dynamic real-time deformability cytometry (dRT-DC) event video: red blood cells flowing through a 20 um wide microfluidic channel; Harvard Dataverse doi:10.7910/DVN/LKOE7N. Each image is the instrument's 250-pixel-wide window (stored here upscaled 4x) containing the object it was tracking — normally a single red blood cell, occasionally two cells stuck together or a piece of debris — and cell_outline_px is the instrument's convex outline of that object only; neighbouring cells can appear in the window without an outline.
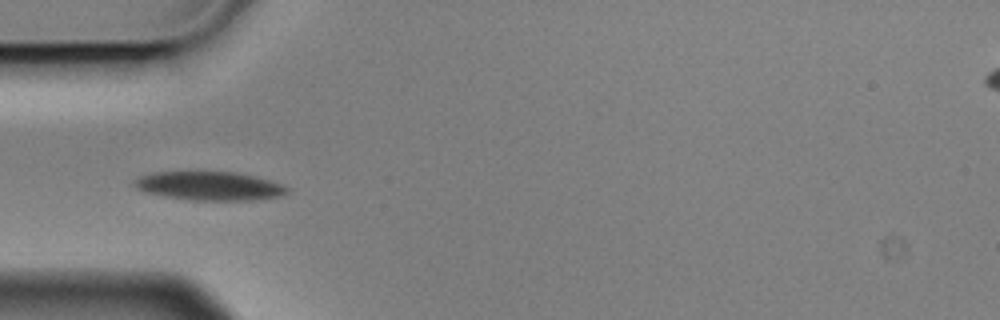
{"species": "Egyptian fruit bat (a non-hibernating species)", "species_latin": "Rousettus aegyptiacus", "temperature_condition": "cold", "stored_images_in_passage": 7, "camera_frame_rate_fps": 3000, "um_per_image_px": 0.085, "animal": {"sex": "male"}, "frame": {"image": 1, "passage_image": 4, "time_ms": 1.0, "image_size_px": [1000, 320], "cell_outline_px": [[292, 188], [288, 192], [280, 196], [252, 200], [192, 200], [164, 196], [144, 192], [136, 188], [132, 184], [132, 180], [136, 176], [152, 172], [232, 172], [256, 176]], "centroid_in_image_um": [17.74, 15.8], "position_along_channel_um": 67.3, "area_um2": 25.72}}
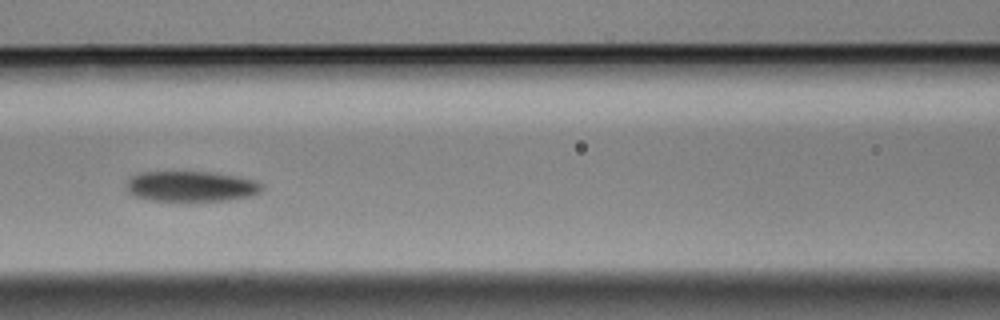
{"frame": {"image": 2, "passage_image": 6, "time_ms": 1.667, "image_size_px": [1000, 320], "cell_outline_px": [[264, 188], [260, 192], [248, 196], [224, 200], [152, 200], [132, 196], [128, 192], [124, 184], [132, 176], [140, 172], [212, 172], [236, 176], [252, 180], [260, 184]], "centroid_in_image_um": [16.17, 15.83], "position_along_channel_um": 150.4, "area_um2": 23.76}}
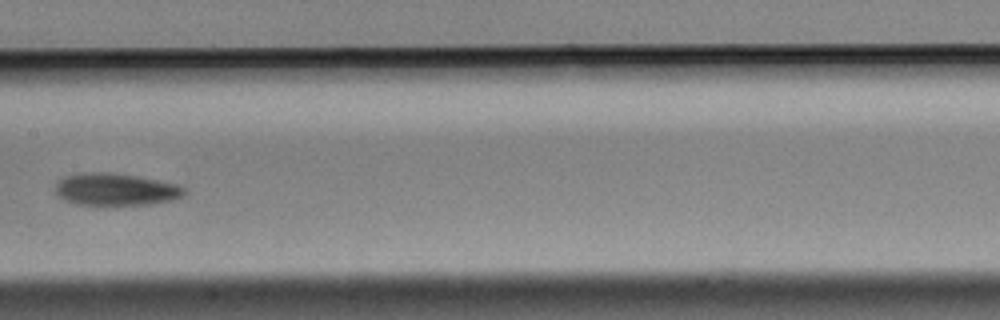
{"frame": {"image": 3, "passage_image": 7, "time_ms": 2.0, "image_size_px": [1000, 320], "cell_outline_px": [[184, 196], [172, 200], [152, 204], [76, 204], [64, 200], [56, 192], [56, 184], [64, 176], [84, 172], [108, 172], [136, 176], [176, 184], [184, 188]], "centroid_in_image_um": [9.82, 16.09], "position_along_channel_um": 197.6, "area_um2": 23.87}}